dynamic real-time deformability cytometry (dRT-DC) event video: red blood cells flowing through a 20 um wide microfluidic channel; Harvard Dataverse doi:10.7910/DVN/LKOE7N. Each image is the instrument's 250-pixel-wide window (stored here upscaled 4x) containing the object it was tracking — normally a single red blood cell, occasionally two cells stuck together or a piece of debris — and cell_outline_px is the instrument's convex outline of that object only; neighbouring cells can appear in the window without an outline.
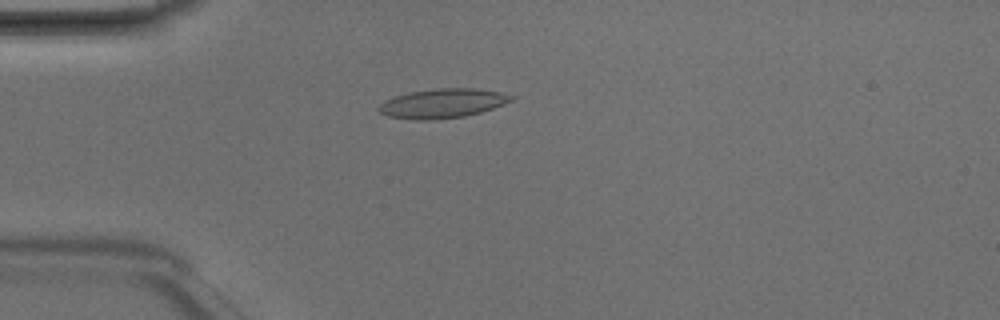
{"species": "Egyptian fruit bat (a non-hibernating species)", "species_latin": "Rousettus aegyptiacus", "temperature_condition": "room temperature", "stored_images_in_passage": 2, "camera_frame_rate_fps": 3000, "um_per_image_px": 0.085, "animal": {"sex": "male"}, "frame": {"image": 1, "passage_image": 2, "time_ms": 0.333, "image_size_px": [1000, 320], "cell_outline_px": [[516, 96], [512, 100], [492, 108], [480, 112], [464, 116], [432, 120], [416, 120], [388, 116], [380, 112], [376, 108], [384, 100], [408, 92], [436, 88], [472, 88], [500, 92]], "centroid_in_image_um": [37.58, 8.78], "position_along_channel_um": 47.4, "area_um2": 22.54}}